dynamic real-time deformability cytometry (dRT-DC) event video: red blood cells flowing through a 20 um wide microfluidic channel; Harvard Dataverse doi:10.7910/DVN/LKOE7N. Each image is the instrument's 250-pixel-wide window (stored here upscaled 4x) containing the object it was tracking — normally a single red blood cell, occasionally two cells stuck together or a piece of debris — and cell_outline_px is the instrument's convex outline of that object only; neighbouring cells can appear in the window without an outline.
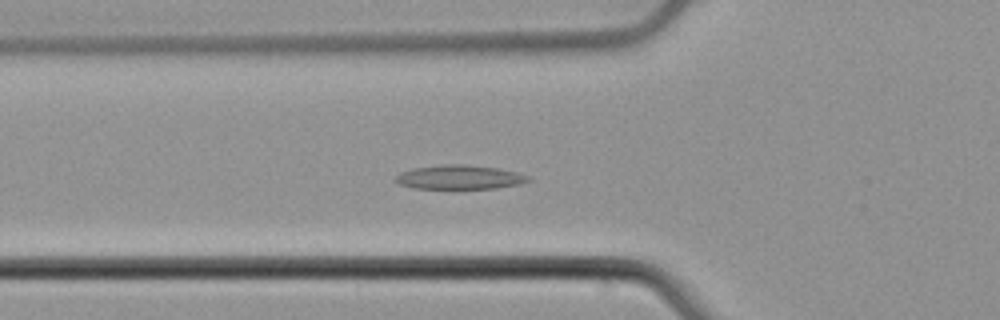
{"species": "common noctule bat (a hibernating species)", "species_latin": "Nyctalus noctula", "temperature_condition": "cold", "stored_images_in_passage": 46, "camera_frame_rate_fps": 3000, "um_per_image_px": 0.085, "animal": {"sex": "male", "body_mass_g": 21.5, "forearm_length_mm": 52.0}, "frame": {"image": 1, "passage_image": 11, "time_ms": 3.333, "image_size_px": [1000, 320], "cell_outline_px": [[532, 180], [520, 184], [496, 188], [412, 188], [400, 184], [392, 180], [400, 172], [412, 168], [444, 164], [464, 164], [496, 168], [516, 172], [528, 176]], "centroid_in_image_um": [39.02, 15.06], "position_along_channel_um": 86.8, "area_um2": 18.61}}
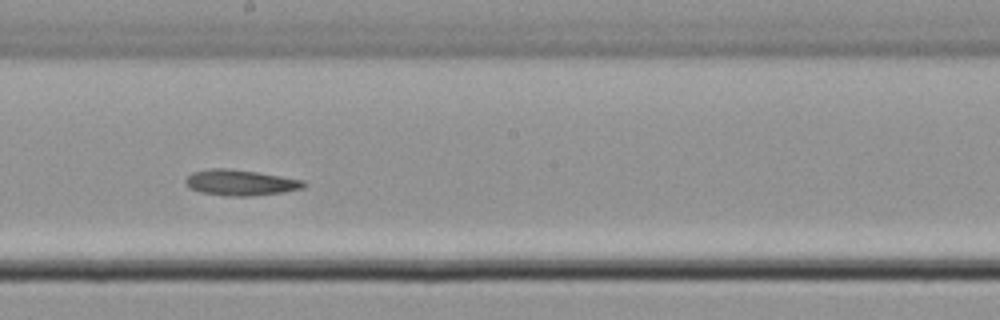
{"frame": {"image": 2, "passage_image": 22, "time_ms": 7.0, "image_size_px": [1000, 320], "cell_outline_px": [[308, 184], [304, 188], [280, 192], [252, 196], [228, 196], [200, 192], [188, 188], [184, 184], [184, 180], [192, 172], [212, 168], [224, 168], [256, 172], [304, 180]], "centroid_in_image_um": [20.4, 15.52], "position_along_channel_um": 227.8, "area_um2": 17.74}}
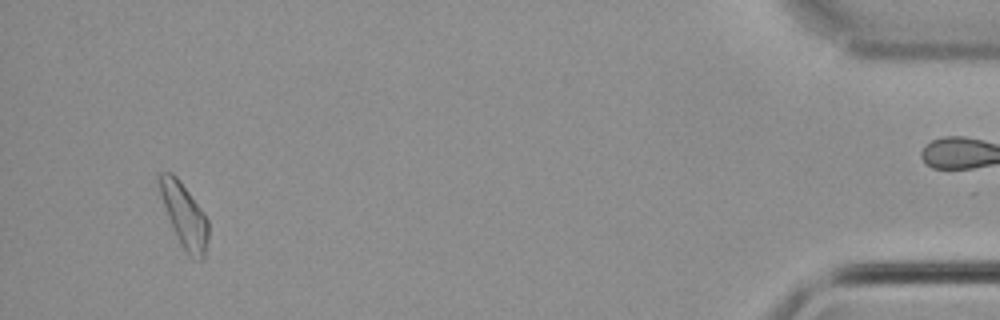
{"frame": {"image": 3, "passage_image": 43, "time_ms": 14.0, "image_size_px": [1000, 320], "cell_outline_px": [[208, 240], [204, 260], [192, 260], [184, 252], [180, 244], [168, 216], [160, 192], [160, 172], [172, 172], [176, 176], [200, 208], [208, 220]], "centroid_in_image_um": [15.71, 18.42], "position_along_channel_um": 419.5, "area_um2": 17.86}, "authors_computed_cell_mechanics": {"area_um2": 17.8024, "velocity_mm_per_s": 3.8538, "shape_relaxation_time_tau1_ms": null, "shape_relaxation_time_tau2_ms": 5.765, "deformation_change_tau1": null, "deformation_change_tau2": 0.0629}}